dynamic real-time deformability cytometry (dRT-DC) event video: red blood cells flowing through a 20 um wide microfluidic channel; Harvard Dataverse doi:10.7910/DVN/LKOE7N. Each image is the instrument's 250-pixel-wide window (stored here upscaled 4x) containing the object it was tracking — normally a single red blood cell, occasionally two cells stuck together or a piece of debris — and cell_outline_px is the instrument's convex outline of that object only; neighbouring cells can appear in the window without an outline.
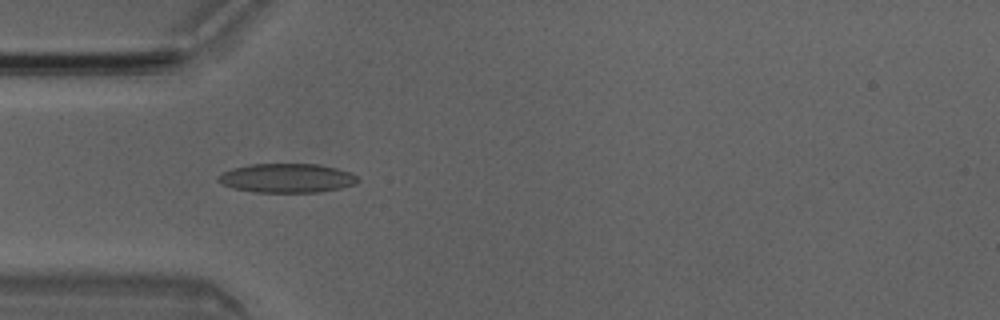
{"species": "Egyptian fruit bat (a non-hibernating species)", "species_latin": "Rousettus aegyptiacus", "temperature_condition": "room temperature", "stored_images_in_passage": 6, "camera_frame_rate_fps": 3000, "um_per_image_px": 0.085, "animal": {"sex": "male"}, "frame": {"image": 1, "passage_image": 5, "time_ms": 1.333, "image_size_px": [1000, 320], "cell_outline_px": [[360, 180], [356, 184], [340, 188], [320, 192], [256, 192], [232, 188], [220, 184], [216, 180], [216, 176], [232, 168], [252, 164], [320, 164], [352, 172]], "centroid_in_image_um": [24.38, 15.14], "position_along_channel_um": 60.6, "area_um2": 23.87}}